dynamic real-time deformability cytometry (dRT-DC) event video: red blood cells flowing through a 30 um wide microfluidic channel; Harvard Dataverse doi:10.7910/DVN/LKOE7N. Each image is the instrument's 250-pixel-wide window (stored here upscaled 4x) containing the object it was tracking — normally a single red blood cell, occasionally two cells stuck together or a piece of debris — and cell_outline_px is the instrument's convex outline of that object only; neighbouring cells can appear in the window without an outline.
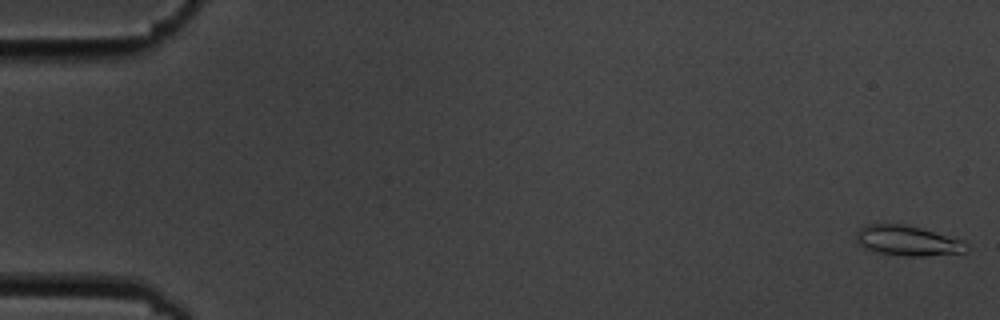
{"species": "common noctule bat (a hibernating species)", "species_latin": "Nyctalus noctula", "temperature_condition": "cold", "stored_images_in_passage": 56, "camera_frame_rate_fps": 3000, "um_per_image_px": 0.085, "animal": {"sex": "male", "body_mass_g": 19.5, "forearm_length_mm": 54.6}, "frame": {"image": 1, "passage_image": 1, "time_ms": 0.0, "image_size_px": [1000, 320], "cell_outline_px": [[968, 248], [964, 252], [924, 256], [904, 256], [876, 252], [864, 248], [856, 240], [856, 232], [860, 228], [868, 224], [904, 224], [920, 228], [960, 240]], "centroid_in_image_um": [77.07, 20.46], "position_along_channel_um": 7.9, "area_um2": 18.96}}
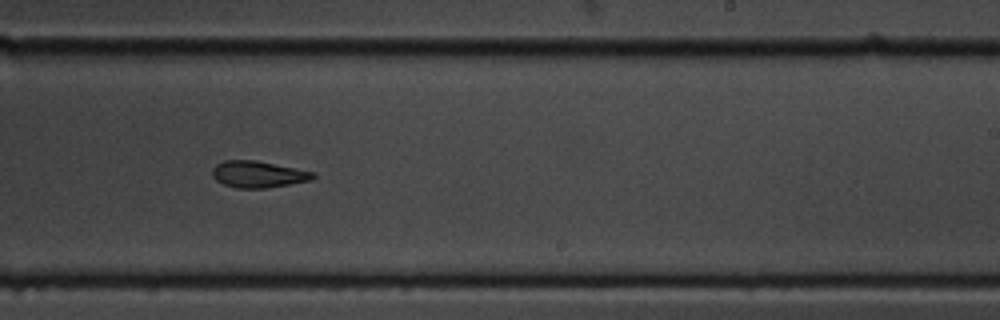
{"frame": {"image": 2, "passage_image": 35, "time_ms": 11.333, "image_size_px": [1000, 320], "cell_outline_px": [[316, 176], [312, 180], [264, 188], [236, 188], [224, 184], [216, 180], [212, 176], [212, 168], [216, 164], [224, 160], [256, 160], [316, 172]], "centroid_in_image_um": [21.94, 14.8], "position_along_channel_um": 267.1, "area_um2": 15.66}}
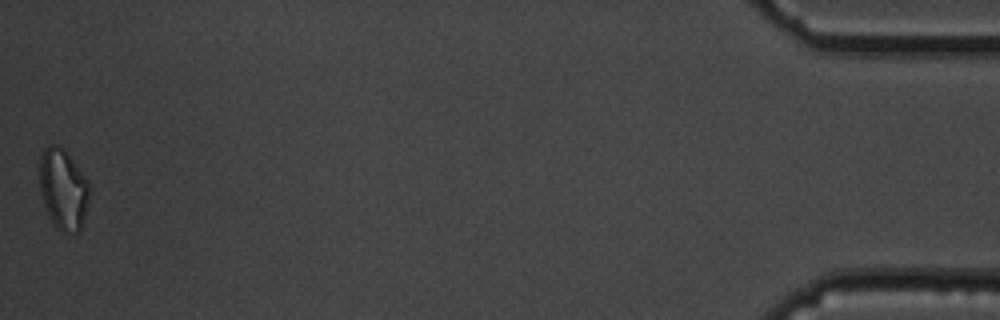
{"frame": {"image": 3, "passage_image": 56, "time_ms": 18.333, "image_size_px": [1000, 320], "cell_outline_px": [[88, 204], [80, 232], [60, 232], [48, 216], [40, 196], [40, 152], [48, 144], [56, 144], [64, 148], [68, 152], [88, 180]], "centroid_in_image_um": [5.35, 16.06], "position_along_channel_um": 429.8, "area_um2": 23.81}, "authors_computed_cell_mechanics": {"area_um2": 16.7909, "velocity_mm_per_s": 3.6035, "shape_relaxation_time_tau1_ms": 6.9328, "shape_relaxation_time_tau2_ms": 2.9415, "deformation_change_tau1": 0.1976, "deformation_change_tau2": 0.1063}}